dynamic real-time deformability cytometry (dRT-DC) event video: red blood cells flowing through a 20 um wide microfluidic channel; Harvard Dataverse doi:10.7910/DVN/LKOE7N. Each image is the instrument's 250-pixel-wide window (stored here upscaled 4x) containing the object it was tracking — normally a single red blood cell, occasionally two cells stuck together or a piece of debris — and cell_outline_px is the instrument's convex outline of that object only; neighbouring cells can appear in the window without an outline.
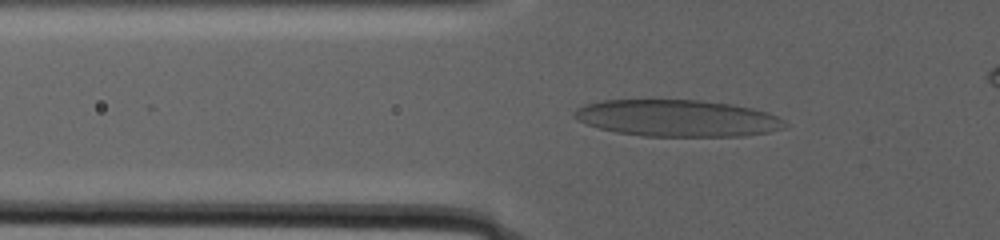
{"species": "human", "species_latin": "Homo sapiens", "temperature_condition": "warm", "stored_images_in_passage": 74, "camera_frame_rate_fps": 3000, "um_per_image_px": 0.085, "donor": {"sex": "male"}, "frame": {"image": 1, "passage_image": 24, "time_ms": 12.667, "image_size_px": [1000, 240], "cell_outline_px": [[788, 124], [784, 128], [768, 132], [744, 136], [640, 136], [616, 132], [600, 128], [588, 124], [572, 116], [572, 112], [576, 108], [584, 104], [604, 100], [700, 100], [732, 104], [752, 108], [768, 112], [784, 120]], "centroid_in_image_um": [57.58, 10.04], "position_along_channel_um": 68.2, "area_um2": 45.2}}
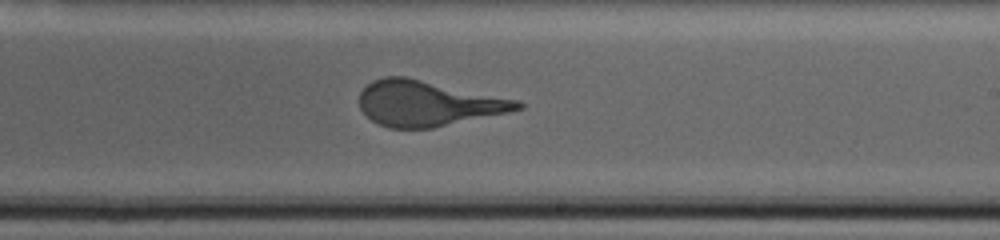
{"frame": {"image": 2, "passage_image": 54, "time_ms": 21.667, "image_size_px": [1000, 240], "cell_outline_px": [[524, 108], [508, 112], [432, 128], [388, 128], [372, 120], [360, 108], [360, 92], [372, 80], [384, 76], [404, 76], [516, 100], [524, 104]], "centroid_in_image_um": [36.32, 8.79], "position_along_channel_um": 252.7, "area_um2": 41.21}}
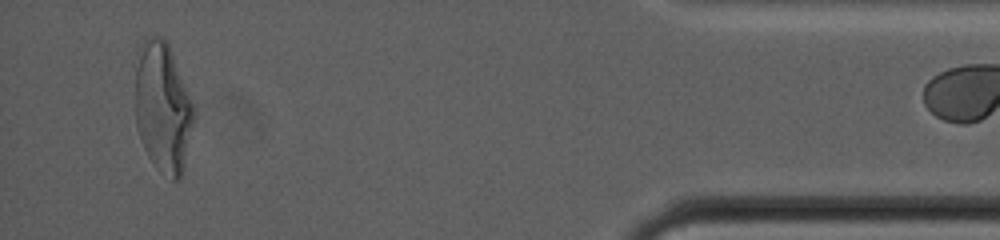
{"frame": {"image": 3, "passage_image": 73, "time_ms": 32.0, "image_size_px": [1000, 240], "cell_outline_px": [[196, 116], [180, 180], [172, 180], [156, 168], [148, 156], [144, 148], [136, 128], [136, 52], [140, 44], [144, 40], [152, 36], [164, 36], [172, 52], [196, 108]], "centroid_in_image_um": [13.86, 9.11], "position_along_channel_um": 421.3, "area_um2": 45.03}}